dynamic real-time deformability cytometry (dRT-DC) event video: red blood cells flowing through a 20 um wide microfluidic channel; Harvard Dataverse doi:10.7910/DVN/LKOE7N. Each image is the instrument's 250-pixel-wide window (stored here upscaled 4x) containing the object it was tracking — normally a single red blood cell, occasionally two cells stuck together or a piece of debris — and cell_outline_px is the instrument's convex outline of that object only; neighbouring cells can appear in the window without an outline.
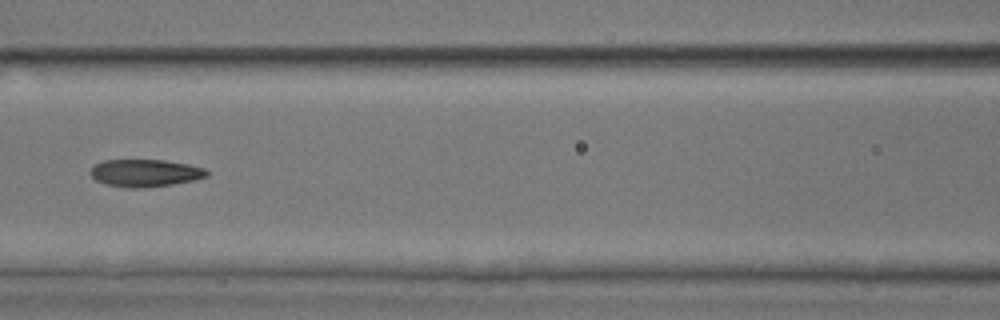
{"species": "common noctule bat (a hibernating species)", "species_latin": "Nyctalus noctula", "temperature_condition": "room temperature", "stored_images_in_passage": 40, "camera_frame_rate_fps": 3000, "um_per_image_px": 0.085, "animal": {"sex": "male", "body_mass_g": 17.9, "forearm_length_mm": 54.2}, "frame": {"image": 1, "passage_image": 12, "time_ms": 3.667, "image_size_px": [1000, 320], "cell_outline_px": [[208, 176], [192, 180], [172, 184], [144, 188], [128, 188], [108, 184], [96, 180], [88, 172], [96, 164], [104, 160], [164, 160], [188, 164], [204, 168], [208, 172]], "centroid_in_image_um": [12.33, 14.7], "position_along_channel_um": 154.3, "area_um2": 18.44}}
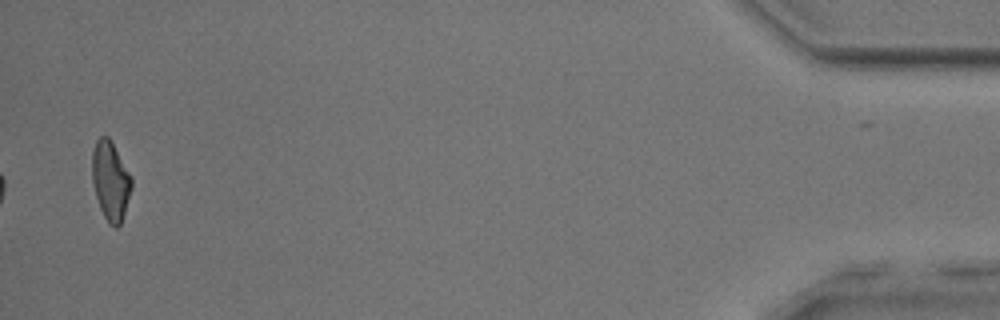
{"frame": {"image": 2, "passage_image": 39, "time_ms": 12.667, "image_size_px": [1000, 320], "cell_outline_px": [[132, 188], [120, 224], [116, 228], [108, 224], [100, 208], [96, 196], [92, 180], [92, 152], [96, 140], [100, 136], [108, 136], [132, 176]], "centroid_in_image_um": [9.39, 15.36], "position_along_channel_um": 425.8, "area_um2": 18.09}}